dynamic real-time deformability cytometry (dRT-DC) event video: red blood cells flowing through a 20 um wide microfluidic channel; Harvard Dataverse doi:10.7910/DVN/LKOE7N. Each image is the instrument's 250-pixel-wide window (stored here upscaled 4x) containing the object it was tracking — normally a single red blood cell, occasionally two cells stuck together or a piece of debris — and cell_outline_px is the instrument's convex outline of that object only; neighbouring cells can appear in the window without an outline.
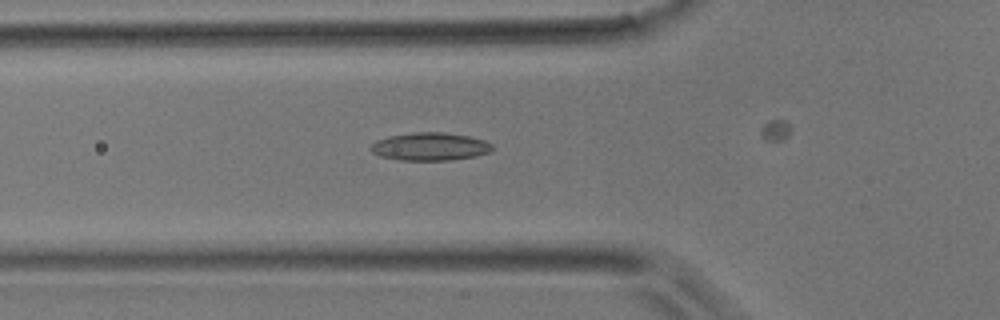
{"species": "common noctule bat (a hibernating species)", "species_latin": "Nyctalus noctula", "temperature_condition": "room temperature", "stored_images_in_passage": 35, "camera_frame_rate_fps": 3000, "um_per_image_px": 0.085, "animal": {"sex": "male", "body_mass_g": 17.9}, "frame": {"image": 1, "passage_image": 15, "time_ms": 4.667, "image_size_px": [1000, 320], "cell_outline_px": [[496, 148], [492, 152], [476, 156], [452, 160], [400, 160], [380, 156], [372, 152], [368, 148], [376, 140], [388, 136], [412, 132], [444, 132], [468, 136], [484, 140], [492, 144]], "centroid_in_image_um": [36.57, 12.46], "position_along_channel_um": 89.2, "area_um2": 20.06}}
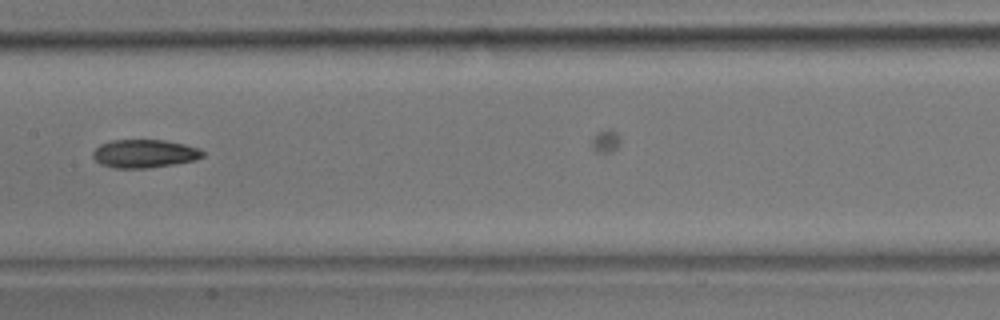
{"frame": {"image": 2, "passage_image": 22, "time_ms": 7.0, "image_size_px": [1000, 320], "cell_outline_px": [[204, 156], [196, 160], [148, 168], [112, 168], [100, 164], [92, 156], [92, 152], [100, 144], [112, 140], [164, 140], [184, 144], [200, 148], [204, 152]], "centroid_in_image_um": [12.27, 13.06], "position_along_channel_um": 195.1, "area_um2": 18.15}}
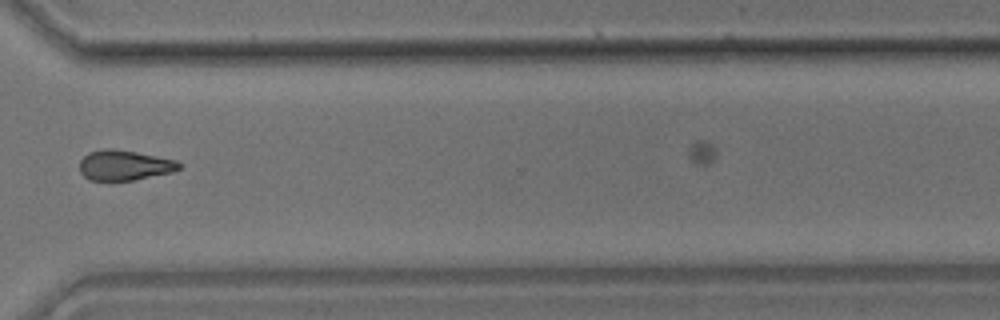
{"frame": {"image": 3, "passage_image": 33, "time_ms": 10.667, "image_size_px": [1000, 320], "cell_outline_px": [[184, 164], [180, 168], [172, 172], [132, 180], [88, 180], [80, 172], [80, 160], [88, 152], [108, 148], [112, 148], [136, 152], [176, 160]], "centroid_in_image_um": [10.57, 14.04], "position_along_channel_um": 360.0, "area_um2": 17.46}}